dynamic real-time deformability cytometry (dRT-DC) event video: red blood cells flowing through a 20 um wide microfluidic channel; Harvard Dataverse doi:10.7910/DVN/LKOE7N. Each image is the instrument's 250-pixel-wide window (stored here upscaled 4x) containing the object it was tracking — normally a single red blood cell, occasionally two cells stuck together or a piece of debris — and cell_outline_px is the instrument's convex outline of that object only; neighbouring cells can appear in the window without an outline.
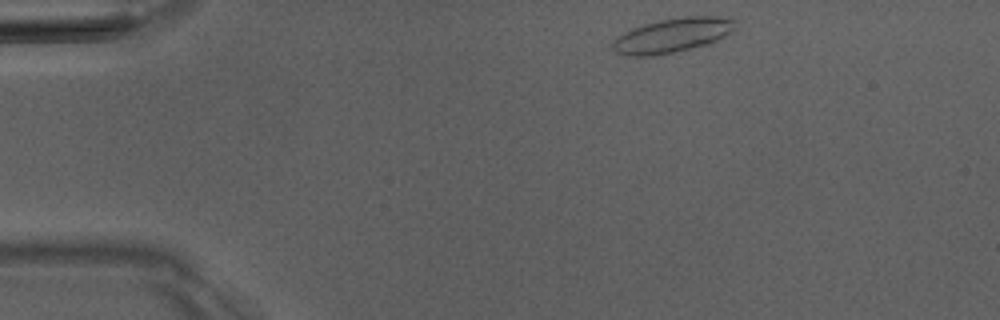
{"species": "Egyptian fruit bat (a non-hibernating species)", "species_latin": "Rousettus aegyptiacus", "temperature_condition": "room temperature", "stored_images_in_passage": 2, "camera_frame_rate_fps": 3000, "um_per_image_px": 0.085, "animal": {"sex": "male"}, "frame": {"image": 1, "passage_image": 1, "time_ms": 0.0, "image_size_px": [1000, 320], "cell_outline_px": [[736, 28], [712, 44], [652, 56], [628, 56], [616, 52], [612, 48], [612, 40], [616, 36], [632, 28], [644, 24], [660, 20], [684, 16], [716, 16], [736, 20]], "centroid_in_image_um": [57.15, 3.0], "position_along_channel_um": 27.8, "area_um2": 24.74}}